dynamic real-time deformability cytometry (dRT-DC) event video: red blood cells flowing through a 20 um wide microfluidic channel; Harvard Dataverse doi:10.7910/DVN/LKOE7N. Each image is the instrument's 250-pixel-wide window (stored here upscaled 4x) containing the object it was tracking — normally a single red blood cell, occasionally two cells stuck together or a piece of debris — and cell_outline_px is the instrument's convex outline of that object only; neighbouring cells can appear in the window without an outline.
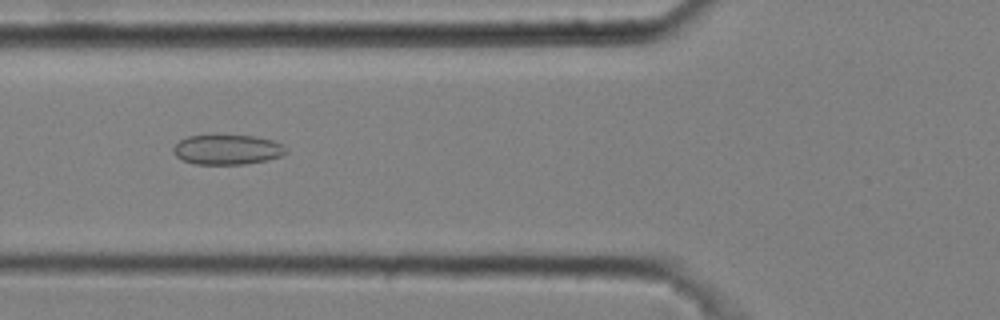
{"species": "common noctule bat (a hibernating species)", "species_latin": "Nyctalus noctula", "temperature_condition": "cold", "stored_images_in_passage": 4, "camera_frame_rate_fps": 3000, "um_per_image_px": 0.085, "animal": {"sex": "male", "body_mass_g": 20.4}, "frame": {"image": 1, "passage_image": 2, "time_ms": 0.333, "image_size_px": [1000, 320], "cell_outline_px": [[288, 152], [280, 156], [268, 160], [244, 164], [192, 164], [176, 156], [172, 152], [172, 148], [180, 140], [188, 136], [252, 136], [272, 140], [284, 144], [288, 148]], "centroid_in_image_um": [19.34, 12.73], "position_along_channel_um": 106.5, "area_um2": 19.59}}
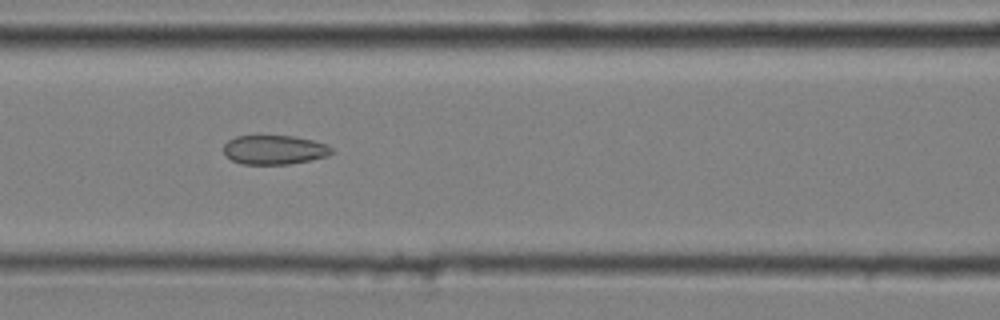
{"frame": {"image": 2, "passage_image": 3, "time_ms": 0.667, "image_size_px": [1000, 320], "cell_outline_px": [[332, 152], [328, 156], [312, 160], [288, 164], [240, 164], [232, 160], [224, 152], [224, 144], [228, 140], [236, 136], [296, 136], [312, 140], [324, 144], [332, 148]], "centroid_in_image_um": [23.32, 12.73], "position_along_channel_um": 143.3, "area_um2": 18.32}}
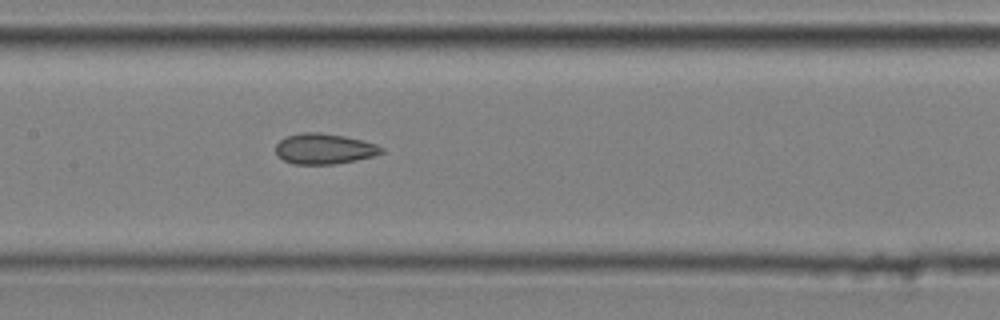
{"frame": {"image": 3, "passage_image": 4, "time_ms": 1.0, "image_size_px": [1000, 320], "cell_outline_px": [[384, 152], [372, 156], [356, 160], [336, 164], [292, 164], [284, 160], [276, 152], [276, 144], [280, 140], [288, 136], [300, 132], [320, 132], [344, 136], [376, 144], [384, 148]], "centroid_in_image_um": [27.56, 12.65], "position_along_channel_um": 179.8, "area_um2": 18.73}}